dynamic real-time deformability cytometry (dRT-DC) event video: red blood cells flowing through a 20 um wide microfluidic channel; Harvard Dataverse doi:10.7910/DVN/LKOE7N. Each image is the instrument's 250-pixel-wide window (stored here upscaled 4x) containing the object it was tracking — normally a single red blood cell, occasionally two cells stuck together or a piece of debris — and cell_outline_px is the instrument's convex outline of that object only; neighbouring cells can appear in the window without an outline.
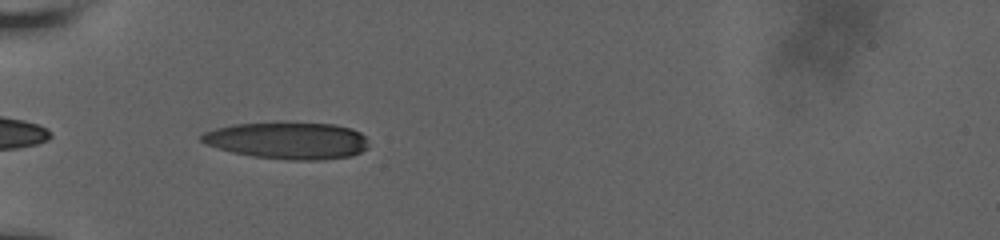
{"species": "human", "species_latin": "Homo sapiens", "temperature_condition": "room temperature", "stored_images_in_passage": 38, "camera_frame_rate_fps": 3000, "um_per_image_px": 0.085, "donor": {"sex": "male"}, "frame": {"image": 1, "passage_image": 2, "time_ms": 0.333, "image_size_px": [1000, 240], "cell_outline_px": [[368, 148], [352, 156], [320, 160], [292, 160], [252, 156], [232, 152], [208, 144], [200, 140], [200, 136], [204, 132], [216, 128], [232, 124], [332, 124], [352, 128], [360, 132], [364, 136]], "centroid_in_image_um": [24.47, 11.97], "position_along_channel_um": 60.5, "area_um2": 35.26}}
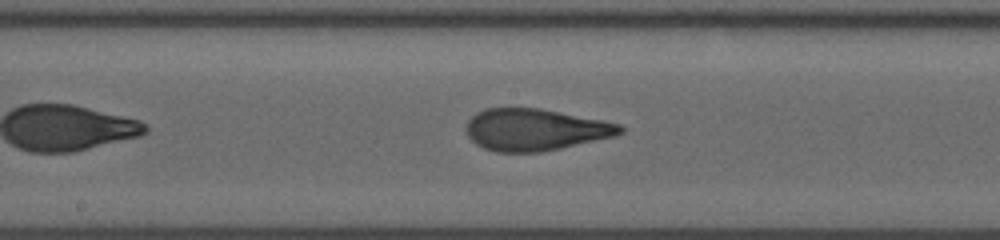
{"frame": {"image": 2, "passage_image": 14, "time_ms": 4.333, "image_size_px": [1000, 240], "cell_outline_px": [[624, 132], [616, 136], [560, 148], [540, 152], [496, 152], [484, 148], [476, 144], [468, 136], [468, 120], [476, 112], [484, 108], [540, 108], [604, 120], [620, 124], [624, 128]], "centroid_in_image_um": [45.52, 11.01], "position_along_channel_um": 202.7, "area_um2": 37.51}}
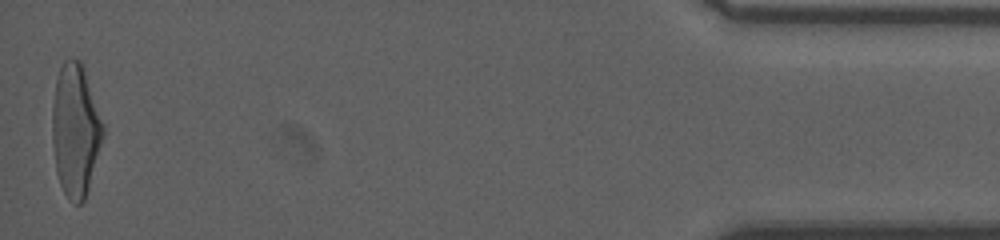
{"frame": {"image": 3, "passage_image": 38, "time_ms": 12.333, "image_size_px": [1000, 240], "cell_outline_px": [[104, 136], [88, 188], [84, 200], [80, 204], [72, 204], [68, 200], [60, 184], [56, 172], [52, 140], [52, 108], [56, 80], [60, 68], [64, 60], [80, 60], [104, 128]], "centroid_in_image_um": [6.39, 11.14], "position_along_channel_um": 428.8, "area_um2": 38.61}, "authors_computed_cell_mechanics": {"area_um2": 37.57, "velocity_mm_per_s": 3.8394, "shape_relaxation_time_tau1_ms": 5.299, "shape_relaxation_time_tau2_ms": 0.9451, "deformation_change_tau1": 0.2146, "deformation_change_tau2": 0.0927}}